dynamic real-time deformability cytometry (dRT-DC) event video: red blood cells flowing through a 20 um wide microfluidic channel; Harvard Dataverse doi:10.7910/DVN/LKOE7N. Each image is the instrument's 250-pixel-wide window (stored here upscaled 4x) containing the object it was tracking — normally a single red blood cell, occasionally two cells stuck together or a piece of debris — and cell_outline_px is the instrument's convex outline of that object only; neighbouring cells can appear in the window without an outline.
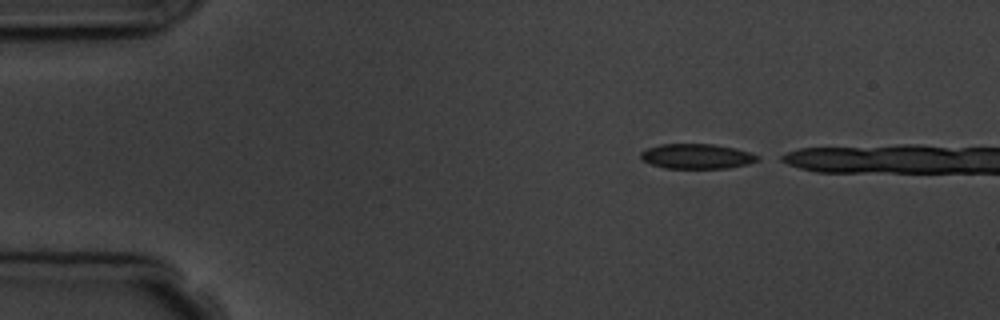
{"species": "common noctule bat (a hibernating species)", "species_latin": "Nyctalus noctula", "temperature_condition": "room temperature", "stored_images_in_passage": 4, "camera_frame_rate_fps": 3000, "um_per_image_px": 0.085, "animal": {"sex": "male", "body_mass_g": 19.5, "forearm_length_mm": 54.6}, "frame": {"image": 1, "passage_image": 1, "time_ms": 0.0, "image_size_px": [1000, 320], "cell_outline_px": [[760, 160], [748, 164], [728, 168], [664, 168], [652, 164], [644, 160], [640, 156], [640, 152], [648, 148], [660, 144], [712, 144], [736, 148], [760, 156]], "centroid_in_image_um": [59.25, 13.28], "position_along_channel_um": 25.7, "area_um2": 16.94}}